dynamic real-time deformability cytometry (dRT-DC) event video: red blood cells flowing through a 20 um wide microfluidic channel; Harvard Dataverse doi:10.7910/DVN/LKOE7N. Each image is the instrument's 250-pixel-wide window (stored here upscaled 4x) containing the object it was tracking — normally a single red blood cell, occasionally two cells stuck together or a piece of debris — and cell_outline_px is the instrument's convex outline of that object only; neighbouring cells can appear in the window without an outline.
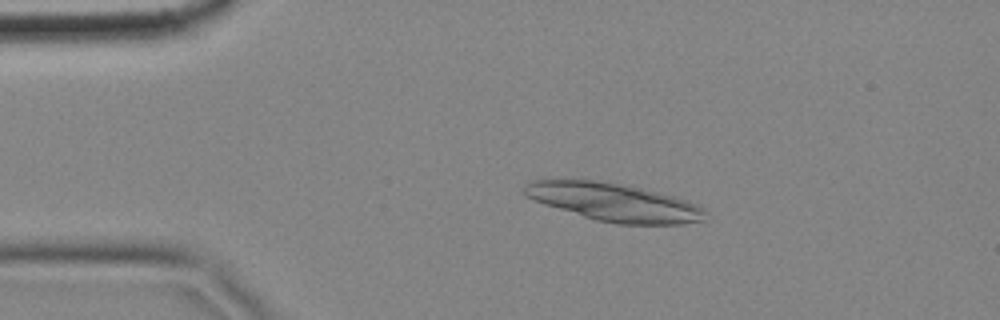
{"species": "common noctule bat (a hibernating species)", "species_latin": "Nyctalus noctula", "temperature_condition": "cold", "stored_images_in_passage": 4, "camera_frame_rate_fps": 3000, "um_per_image_px": 0.085, "animal": {"sex": "female", "body_mass_g": 18.4}, "frame": {"image": 1, "passage_image": 3, "time_ms": 0.667, "image_size_px": [1000, 320], "cell_outline_px": [[708, 212], [704, 220], [684, 224], [616, 224], [596, 220], [544, 204], [524, 196], [520, 192], [520, 188], [524, 184], [532, 180], [548, 176], [592, 180], [640, 188], [676, 196], [688, 200], [704, 208]], "centroid_in_image_um": [52.08, 17.15], "position_along_channel_um": 32.9, "area_um2": 40.98}}